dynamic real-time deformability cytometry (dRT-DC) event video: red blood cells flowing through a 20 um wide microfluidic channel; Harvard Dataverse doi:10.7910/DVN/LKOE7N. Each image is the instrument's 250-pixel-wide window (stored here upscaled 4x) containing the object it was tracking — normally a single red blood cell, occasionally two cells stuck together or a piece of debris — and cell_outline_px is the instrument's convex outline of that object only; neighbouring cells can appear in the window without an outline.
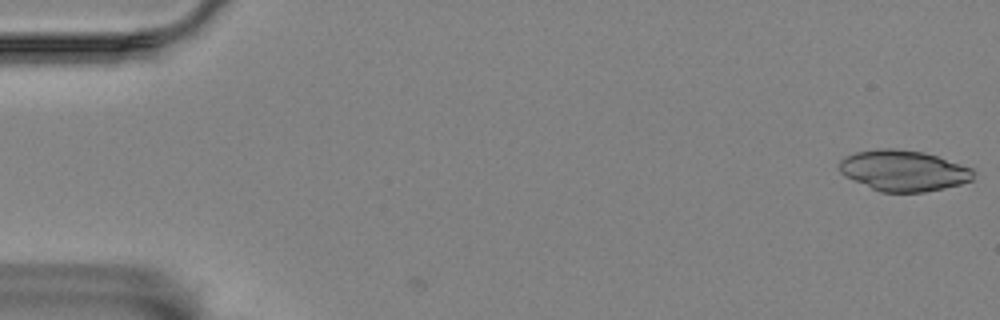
{"species": "Egyptian fruit bat (a non-hibernating species)", "species_latin": "Rousettus aegyptiacus", "temperature_condition": "room temperature", "stored_images_in_passage": 2, "camera_frame_rate_fps": 3000, "um_per_image_px": 0.085, "animal": {"sex": "female"}, "frame": {"image": 1, "passage_image": 2, "time_ms": 0.333, "image_size_px": [1000, 320], "cell_outline_px": [[972, 180], [960, 184], [944, 188], [924, 192], [880, 192], [844, 176], [840, 172], [840, 160], [844, 156], [856, 152], [876, 148], [892, 148], [924, 152], [972, 168]], "centroid_in_image_um": [76.75, 14.5], "position_along_channel_um": 8.2, "area_um2": 31.79}}